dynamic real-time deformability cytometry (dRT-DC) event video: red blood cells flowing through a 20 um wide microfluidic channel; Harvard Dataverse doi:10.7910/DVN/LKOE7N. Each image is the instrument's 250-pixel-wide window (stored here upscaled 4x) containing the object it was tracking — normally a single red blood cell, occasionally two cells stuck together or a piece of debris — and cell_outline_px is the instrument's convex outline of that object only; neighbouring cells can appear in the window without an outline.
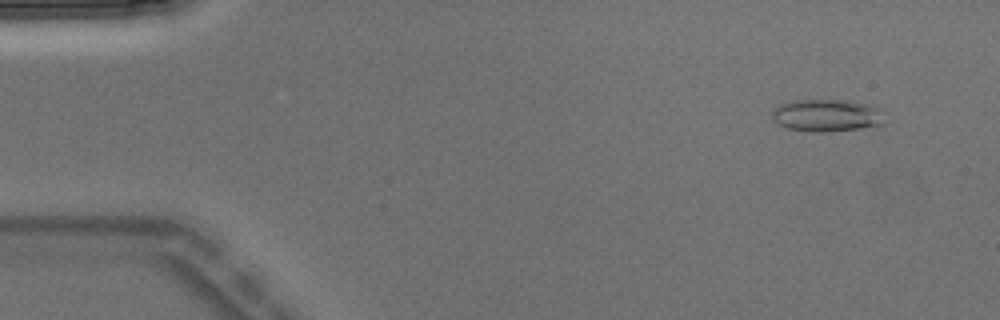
{"species": "Egyptian fruit bat (a non-hibernating species)", "species_latin": "Rousettus aegyptiacus", "temperature_condition": "warm", "stored_images_in_passage": 5, "camera_frame_rate_fps": 3000, "um_per_image_px": 0.085, "animal": {"sex": "male"}, "frame": {"image": 1, "passage_image": 2, "time_ms": 0.333, "image_size_px": [1000, 320], "cell_outline_px": [[884, 124], [876, 128], [824, 132], [812, 132], [788, 128], [776, 124], [772, 120], [772, 112], [780, 104], [792, 100], [840, 100], [864, 104], [884, 108]], "centroid_in_image_um": [70.35, 9.84], "position_along_channel_um": 14.7, "area_um2": 21.79}}